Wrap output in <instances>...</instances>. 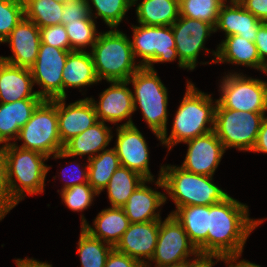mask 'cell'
I'll return each mask as SVG.
<instances>
[{
	"label": "cell",
	"instance_id": "5",
	"mask_svg": "<svg viewBox=\"0 0 267 267\" xmlns=\"http://www.w3.org/2000/svg\"><path fill=\"white\" fill-rule=\"evenodd\" d=\"M164 191L176 208L191 205L211 206L226 199L229 194L213 183V176L194 174L180 166L163 165Z\"/></svg>",
	"mask_w": 267,
	"mask_h": 267
},
{
	"label": "cell",
	"instance_id": "51",
	"mask_svg": "<svg viewBox=\"0 0 267 267\" xmlns=\"http://www.w3.org/2000/svg\"><path fill=\"white\" fill-rule=\"evenodd\" d=\"M162 267H187V261L177 263V264L166 265V266H162Z\"/></svg>",
	"mask_w": 267,
	"mask_h": 267
},
{
	"label": "cell",
	"instance_id": "40",
	"mask_svg": "<svg viewBox=\"0 0 267 267\" xmlns=\"http://www.w3.org/2000/svg\"><path fill=\"white\" fill-rule=\"evenodd\" d=\"M16 205L17 204L12 200L9 192L4 152L3 150H0V221Z\"/></svg>",
	"mask_w": 267,
	"mask_h": 267
},
{
	"label": "cell",
	"instance_id": "45",
	"mask_svg": "<svg viewBox=\"0 0 267 267\" xmlns=\"http://www.w3.org/2000/svg\"><path fill=\"white\" fill-rule=\"evenodd\" d=\"M228 257L220 254L198 253L195 258H189L187 267H214L216 262L225 261ZM216 259V261H214Z\"/></svg>",
	"mask_w": 267,
	"mask_h": 267
},
{
	"label": "cell",
	"instance_id": "50",
	"mask_svg": "<svg viewBox=\"0 0 267 267\" xmlns=\"http://www.w3.org/2000/svg\"><path fill=\"white\" fill-rule=\"evenodd\" d=\"M238 267H261V266L243 259L241 261L240 260L238 261Z\"/></svg>",
	"mask_w": 267,
	"mask_h": 267
},
{
	"label": "cell",
	"instance_id": "31",
	"mask_svg": "<svg viewBox=\"0 0 267 267\" xmlns=\"http://www.w3.org/2000/svg\"><path fill=\"white\" fill-rule=\"evenodd\" d=\"M88 162V183L100 194L120 166L119 157L114 148L101 151Z\"/></svg>",
	"mask_w": 267,
	"mask_h": 267
},
{
	"label": "cell",
	"instance_id": "36",
	"mask_svg": "<svg viewBox=\"0 0 267 267\" xmlns=\"http://www.w3.org/2000/svg\"><path fill=\"white\" fill-rule=\"evenodd\" d=\"M70 41L71 51H84L93 47L98 37L95 20H78L64 25Z\"/></svg>",
	"mask_w": 267,
	"mask_h": 267
},
{
	"label": "cell",
	"instance_id": "42",
	"mask_svg": "<svg viewBox=\"0 0 267 267\" xmlns=\"http://www.w3.org/2000/svg\"><path fill=\"white\" fill-rule=\"evenodd\" d=\"M87 166L83 169L80 167L79 164H76L70 166V171L68 170V168L66 169H63V175H65L64 177H69L66 181V183H64V186L61 190H64L66 188H69V187H72V186H75L77 184H84V183H88V163L86 164ZM81 168V169H80ZM73 171V172H72ZM70 172V173H68ZM62 175V176H63ZM68 175V176H67Z\"/></svg>",
	"mask_w": 267,
	"mask_h": 267
},
{
	"label": "cell",
	"instance_id": "37",
	"mask_svg": "<svg viewBox=\"0 0 267 267\" xmlns=\"http://www.w3.org/2000/svg\"><path fill=\"white\" fill-rule=\"evenodd\" d=\"M24 17L23 0H0V43L5 41Z\"/></svg>",
	"mask_w": 267,
	"mask_h": 267
},
{
	"label": "cell",
	"instance_id": "34",
	"mask_svg": "<svg viewBox=\"0 0 267 267\" xmlns=\"http://www.w3.org/2000/svg\"><path fill=\"white\" fill-rule=\"evenodd\" d=\"M90 15L93 19L100 17L109 28H117L126 12L133 6V0H88ZM96 13H93V7Z\"/></svg>",
	"mask_w": 267,
	"mask_h": 267
},
{
	"label": "cell",
	"instance_id": "13",
	"mask_svg": "<svg viewBox=\"0 0 267 267\" xmlns=\"http://www.w3.org/2000/svg\"><path fill=\"white\" fill-rule=\"evenodd\" d=\"M171 27L179 60L188 70H194L200 51H210L204 45L206 39L215 32L214 26L202 20L179 16Z\"/></svg>",
	"mask_w": 267,
	"mask_h": 267
},
{
	"label": "cell",
	"instance_id": "28",
	"mask_svg": "<svg viewBox=\"0 0 267 267\" xmlns=\"http://www.w3.org/2000/svg\"><path fill=\"white\" fill-rule=\"evenodd\" d=\"M138 0H133L135 6ZM137 22L146 26H171L180 16L178 0H142L136 6Z\"/></svg>",
	"mask_w": 267,
	"mask_h": 267
},
{
	"label": "cell",
	"instance_id": "33",
	"mask_svg": "<svg viewBox=\"0 0 267 267\" xmlns=\"http://www.w3.org/2000/svg\"><path fill=\"white\" fill-rule=\"evenodd\" d=\"M114 247L92 237L81 227L77 253L82 267H105L107 257Z\"/></svg>",
	"mask_w": 267,
	"mask_h": 267
},
{
	"label": "cell",
	"instance_id": "7",
	"mask_svg": "<svg viewBox=\"0 0 267 267\" xmlns=\"http://www.w3.org/2000/svg\"><path fill=\"white\" fill-rule=\"evenodd\" d=\"M18 147L39 152L47 157L64 149L60 140L57 99L43 100L33 111L30 120L20 129Z\"/></svg>",
	"mask_w": 267,
	"mask_h": 267
},
{
	"label": "cell",
	"instance_id": "26",
	"mask_svg": "<svg viewBox=\"0 0 267 267\" xmlns=\"http://www.w3.org/2000/svg\"><path fill=\"white\" fill-rule=\"evenodd\" d=\"M43 99H23L0 103V144L17 143L20 129L30 120L33 111Z\"/></svg>",
	"mask_w": 267,
	"mask_h": 267
},
{
	"label": "cell",
	"instance_id": "22",
	"mask_svg": "<svg viewBox=\"0 0 267 267\" xmlns=\"http://www.w3.org/2000/svg\"><path fill=\"white\" fill-rule=\"evenodd\" d=\"M113 138L111 127L105 122L98 121L69 140L64 149L53 155V159L74 158L75 156L88 155V160L98 155L101 151L107 150ZM97 153V154H96Z\"/></svg>",
	"mask_w": 267,
	"mask_h": 267
},
{
	"label": "cell",
	"instance_id": "44",
	"mask_svg": "<svg viewBox=\"0 0 267 267\" xmlns=\"http://www.w3.org/2000/svg\"><path fill=\"white\" fill-rule=\"evenodd\" d=\"M261 22H267V0H237Z\"/></svg>",
	"mask_w": 267,
	"mask_h": 267
},
{
	"label": "cell",
	"instance_id": "29",
	"mask_svg": "<svg viewBox=\"0 0 267 267\" xmlns=\"http://www.w3.org/2000/svg\"><path fill=\"white\" fill-rule=\"evenodd\" d=\"M170 214H172L183 226L190 241L196 248L207 239L209 228V206L191 205L178 207Z\"/></svg>",
	"mask_w": 267,
	"mask_h": 267
},
{
	"label": "cell",
	"instance_id": "38",
	"mask_svg": "<svg viewBox=\"0 0 267 267\" xmlns=\"http://www.w3.org/2000/svg\"><path fill=\"white\" fill-rule=\"evenodd\" d=\"M62 201L72 211L82 212L91 206L94 196L99 194L89 183L77 184L60 191Z\"/></svg>",
	"mask_w": 267,
	"mask_h": 267
},
{
	"label": "cell",
	"instance_id": "20",
	"mask_svg": "<svg viewBox=\"0 0 267 267\" xmlns=\"http://www.w3.org/2000/svg\"><path fill=\"white\" fill-rule=\"evenodd\" d=\"M162 168L159 171L157 181L154 179H145L137 189L128 198L126 204L122 207L130 223L149 222L161 220L159 207L165 204L167 196L165 193L156 191L147 186V182H155L159 188H164L162 181ZM156 210L157 213H156Z\"/></svg>",
	"mask_w": 267,
	"mask_h": 267
},
{
	"label": "cell",
	"instance_id": "47",
	"mask_svg": "<svg viewBox=\"0 0 267 267\" xmlns=\"http://www.w3.org/2000/svg\"><path fill=\"white\" fill-rule=\"evenodd\" d=\"M252 152H261L267 154V116L261 123L257 141Z\"/></svg>",
	"mask_w": 267,
	"mask_h": 267
},
{
	"label": "cell",
	"instance_id": "43",
	"mask_svg": "<svg viewBox=\"0 0 267 267\" xmlns=\"http://www.w3.org/2000/svg\"><path fill=\"white\" fill-rule=\"evenodd\" d=\"M105 267H144L138 260L117 251L115 248L109 253Z\"/></svg>",
	"mask_w": 267,
	"mask_h": 267
},
{
	"label": "cell",
	"instance_id": "11",
	"mask_svg": "<svg viewBox=\"0 0 267 267\" xmlns=\"http://www.w3.org/2000/svg\"><path fill=\"white\" fill-rule=\"evenodd\" d=\"M167 216L160 220L157 244L150 260L156 263L155 267L185 262L199 253L177 219L172 214Z\"/></svg>",
	"mask_w": 267,
	"mask_h": 267
},
{
	"label": "cell",
	"instance_id": "48",
	"mask_svg": "<svg viewBox=\"0 0 267 267\" xmlns=\"http://www.w3.org/2000/svg\"><path fill=\"white\" fill-rule=\"evenodd\" d=\"M15 263L17 267H52V264L27 257L24 259H16Z\"/></svg>",
	"mask_w": 267,
	"mask_h": 267
},
{
	"label": "cell",
	"instance_id": "6",
	"mask_svg": "<svg viewBox=\"0 0 267 267\" xmlns=\"http://www.w3.org/2000/svg\"><path fill=\"white\" fill-rule=\"evenodd\" d=\"M134 92V111L139 108L150 130L161 141L160 136H167L168 93L157 71L140 67L128 80Z\"/></svg>",
	"mask_w": 267,
	"mask_h": 267
},
{
	"label": "cell",
	"instance_id": "12",
	"mask_svg": "<svg viewBox=\"0 0 267 267\" xmlns=\"http://www.w3.org/2000/svg\"><path fill=\"white\" fill-rule=\"evenodd\" d=\"M70 51L40 43L37 59L30 69L36 91L43 100L63 98L62 71Z\"/></svg>",
	"mask_w": 267,
	"mask_h": 267
},
{
	"label": "cell",
	"instance_id": "24",
	"mask_svg": "<svg viewBox=\"0 0 267 267\" xmlns=\"http://www.w3.org/2000/svg\"><path fill=\"white\" fill-rule=\"evenodd\" d=\"M30 69L10 65L0 60V103L23 99H42L33 91Z\"/></svg>",
	"mask_w": 267,
	"mask_h": 267
},
{
	"label": "cell",
	"instance_id": "4",
	"mask_svg": "<svg viewBox=\"0 0 267 267\" xmlns=\"http://www.w3.org/2000/svg\"><path fill=\"white\" fill-rule=\"evenodd\" d=\"M130 40L117 28L99 32L90 50L99 81H127L141 67L135 64Z\"/></svg>",
	"mask_w": 267,
	"mask_h": 267
},
{
	"label": "cell",
	"instance_id": "32",
	"mask_svg": "<svg viewBox=\"0 0 267 267\" xmlns=\"http://www.w3.org/2000/svg\"><path fill=\"white\" fill-rule=\"evenodd\" d=\"M25 18L38 28L61 24L64 4L53 0H23Z\"/></svg>",
	"mask_w": 267,
	"mask_h": 267
},
{
	"label": "cell",
	"instance_id": "21",
	"mask_svg": "<svg viewBox=\"0 0 267 267\" xmlns=\"http://www.w3.org/2000/svg\"><path fill=\"white\" fill-rule=\"evenodd\" d=\"M229 2L230 5L227 4ZM251 12L247 11L237 0H226L219 10L215 32H225V37L239 35L247 41L254 42L258 28L263 24Z\"/></svg>",
	"mask_w": 267,
	"mask_h": 267
},
{
	"label": "cell",
	"instance_id": "8",
	"mask_svg": "<svg viewBox=\"0 0 267 267\" xmlns=\"http://www.w3.org/2000/svg\"><path fill=\"white\" fill-rule=\"evenodd\" d=\"M266 113L216 108L214 132L224 148L252 152Z\"/></svg>",
	"mask_w": 267,
	"mask_h": 267
},
{
	"label": "cell",
	"instance_id": "14",
	"mask_svg": "<svg viewBox=\"0 0 267 267\" xmlns=\"http://www.w3.org/2000/svg\"><path fill=\"white\" fill-rule=\"evenodd\" d=\"M111 83L99 95V101L90 97L95 107L98 121L116 124L124 119H128L122 126L134 125L132 114H134V103L132 90L127 87L128 81H108Z\"/></svg>",
	"mask_w": 267,
	"mask_h": 267
},
{
	"label": "cell",
	"instance_id": "49",
	"mask_svg": "<svg viewBox=\"0 0 267 267\" xmlns=\"http://www.w3.org/2000/svg\"><path fill=\"white\" fill-rule=\"evenodd\" d=\"M239 255L237 256H232V257H228L224 263L228 264V267H238V260H239Z\"/></svg>",
	"mask_w": 267,
	"mask_h": 267
},
{
	"label": "cell",
	"instance_id": "46",
	"mask_svg": "<svg viewBox=\"0 0 267 267\" xmlns=\"http://www.w3.org/2000/svg\"><path fill=\"white\" fill-rule=\"evenodd\" d=\"M260 61L267 67V22H264L257 31V37L254 41Z\"/></svg>",
	"mask_w": 267,
	"mask_h": 267
},
{
	"label": "cell",
	"instance_id": "16",
	"mask_svg": "<svg viewBox=\"0 0 267 267\" xmlns=\"http://www.w3.org/2000/svg\"><path fill=\"white\" fill-rule=\"evenodd\" d=\"M184 143L188 149L180 167L194 174L214 176L226 150L214 130Z\"/></svg>",
	"mask_w": 267,
	"mask_h": 267
},
{
	"label": "cell",
	"instance_id": "27",
	"mask_svg": "<svg viewBox=\"0 0 267 267\" xmlns=\"http://www.w3.org/2000/svg\"><path fill=\"white\" fill-rule=\"evenodd\" d=\"M63 98H67L65 88L84 89L86 86L99 83L93 59L89 51H70L62 71ZM82 87V88H81Z\"/></svg>",
	"mask_w": 267,
	"mask_h": 267
},
{
	"label": "cell",
	"instance_id": "9",
	"mask_svg": "<svg viewBox=\"0 0 267 267\" xmlns=\"http://www.w3.org/2000/svg\"><path fill=\"white\" fill-rule=\"evenodd\" d=\"M216 108L238 111L267 112V80L231 72L222 78Z\"/></svg>",
	"mask_w": 267,
	"mask_h": 267
},
{
	"label": "cell",
	"instance_id": "23",
	"mask_svg": "<svg viewBox=\"0 0 267 267\" xmlns=\"http://www.w3.org/2000/svg\"><path fill=\"white\" fill-rule=\"evenodd\" d=\"M215 59L211 63H231L257 69L267 74V67L260 61L257 47L254 42L247 41L239 35L225 37L216 51L211 52Z\"/></svg>",
	"mask_w": 267,
	"mask_h": 267
},
{
	"label": "cell",
	"instance_id": "52",
	"mask_svg": "<svg viewBox=\"0 0 267 267\" xmlns=\"http://www.w3.org/2000/svg\"><path fill=\"white\" fill-rule=\"evenodd\" d=\"M53 1L60 3V4H66V3L73 1V0H53Z\"/></svg>",
	"mask_w": 267,
	"mask_h": 267
},
{
	"label": "cell",
	"instance_id": "39",
	"mask_svg": "<svg viewBox=\"0 0 267 267\" xmlns=\"http://www.w3.org/2000/svg\"><path fill=\"white\" fill-rule=\"evenodd\" d=\"M41 42L67 51H71L70 41L63 24L39 28Z\"/></svg>",
	"mask_w": 267,
	"mask_h": 267
},
{
	"label": "cell",
	"instance_id": "3",
	"mask_svg": "<svg viewBox=\"0 0 267 267\" xmlns=\"http://www.w3.org/2000/svg\"><path fill=\"white\" fill-rule=\"evenodd\" d=\"M2 147L12 200L18 204L27 194L31 196L43 193L45 178L51 168L44 162L49 157L33 150L20 148L13 142Z\"/></svg>",
	"mask_w": 267,
	"mask_h": 267
},
{
	"label": "cell",
	"instance_id": "30",
	"mask_svg": "<svg viewBox=\"0 0 267 267\" xmlns=\"http://www.w3.org/2000/svg\"><path fill=\"white\" fill-rule=\"evenodd\" d=\"M145 180L138 172L119 166L104 189H107L111 207L122 208L128 198Z\"/></svg>",
	"mask_w": 267,
	"mask_h": 267
},
{
	"label": "cell",
	"instance_id": "10",
	"mask_svg": "<svg viewBox=\"0 0 267 267\" xmlns=\"http://www.w3.org/2000/svg\"><path fill=\"white\" fill-rule=\"evenodd\" d=\"M133 38L130 40L134 57L142 58V67L155 70L153 63L172 62L178 58L180 68L188 69L180 60L171 26L132 25Z\"/></svg>",
	"mask_w": 267,
	"mask_h": 267
},
{
	"label": "cell",
	"instance_id": "25",
	"mask_svg": "<svg viewBox=\"0 0 267 267\" xmlns=\"http://www.w3.org/2000/svg\"><path fill=\"white\" fill-rule=\"evenodd\" d=\"M90 226L84 215H81V227L92 237L100 239L115 247L124 232L128 229L130 221L123 208L109 207L98 213Z\"/></svg>",
	"mask_w": 267,
	"mask_h": 267
},
{
	"label": "cell",
	"instance_id": "19",
	"mask_svg": "<svg viewBox=\"0 0 267 267\" xmlns=\"http://www.w3.org/2000/svg\"><path fill=\"white\" fill-rule=\"evenodd\" d=\"M66 98H57V116L60 140H69L98 122L95 107L89 97L66 105Z\"/></svg>",
	"mask_w": 267,
	"mask_h": 267
},
{
	"label": "cell",
	"instance_id": "15",
	"mask_svg": "<svg viewBox=\"0 0 267 267\" xmlns=\"http://www.w3.org/2000/svg\"><path fill=\"white\" fill-rule=\"evenodd\" d=\"M117 139L113 147L119 157L120 165L138 172L145 179H154L149 168V148L147 142L134 125H119Z\"/></svg>",
	"mask_w": 267,
	"mask_h": 267
},
{
	"label": "cell",
	"instance_id": "2",
	"mask_svg": "<svg viewBox=\"0 0 267 267\" xmlns=\"http://www.w3.org/2000/svg\"><path fill=\"white\" fill-rule=\"evenodd\" d=\"M186 84V92L175 113L171 134L168 137L160 136L161 144L168 151L178 143L214 130L218 101L215 99L214 102L211 94L198 90L191 81L187 80Z\"/></svg>",
	"mask_w": 267,
	"mask_h": 267
},
{
	"label": "cell",
	"instance_id": "17",
	"mask_svg": "<svg viewBox=\"0 0 267 267\" xmlns=\"http://www.w3.org/2000/svg\"><path fill=\"white\" fill-rule=\"evenodd\" d=\"M159 228L160 220L130 223L114 248L138 260L144 267H150L149 261L155 251Z\"/></svg>",
	"mask_w": 267,
	"mask_h": 267
},
{
	"label": "cell",
	"instance_id": "41",
	"mask_svg": "<svg viewBox=\"0 0 267 267\" xmlns=\"http://www.w3.org/2000/svg\"><path fill=\"white\" fill-rule=\"evenodd\" d=\"M88 0H73L64 4L61 16V24L66 25L69 22L78 20H94L89 11Z\"/></svg>",
	"mask_w": 267,
	"mask_h": 267
},
{
	"label": "cell",
	"instance_id": "18",
	"mask_svg": "<svg viewBox=\"0 0 267 267\" xmlns=\"http://www.w3.org/2000/svg\"><path fill=\"white\" fill-rule=\"evenodd\" d=\"M3 43H9L12 56L0 60L21 68L31 69L37 59L41 43L39 28L24 17Z\"/></svg>",
	"mask_w": 267,
	"mask_h": 267
},
{
	"label": "cell",
	"instance_id": "1",
	"mask_svg": "<svg viewBox=\"0 0 267 267\" xmlns=\"http://www.w3.org/2000/svg\"><path fill=\"white\" fill-rule=\"evenodd\" d=\"M265 219H251L246 204L230 195L209 206L207 239L197 248L199 253L242 256L250 233Z\"/></svg>",
	"mask_w": 267,
	"mask_h": 267
},
{
	"label": "cell",
	"instance_id": "35",
	"mask_svg": "<svg viewBox=\"0 0 267 267\" xmlns=\"http://www.w3.org/2000/svg\"><path fill=\"white\" fill-rule=\"evenodd\" d=\"M226 0H180V16L202 20L215 27L219 10Z\"/></svg>",
	"mask_w": 267,
	"mask_h": 267
}]
</instances>
